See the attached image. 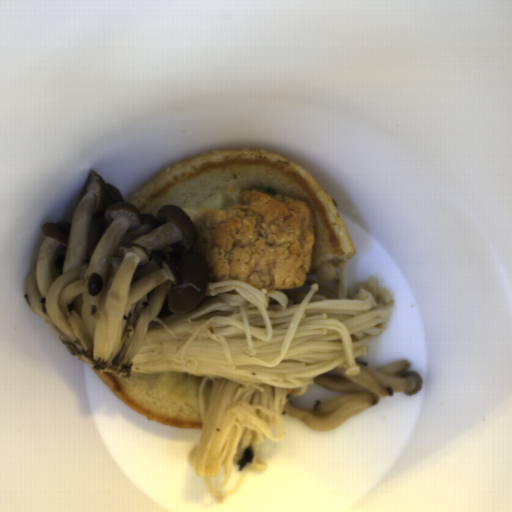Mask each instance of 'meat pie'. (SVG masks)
<instances>
[{
	"label": "meat pie",
	"instance_id": "1",
	"mask_svg": "<svg viewBox=\"0 0 512 512\" xmlns=\"http://www.w3.org/2000/svg\"><path fill=\"white\" fill-rule=\"evenodd\" d=\"M187 215L198 233L192 250L209 267L208 283L232 280L278 292L306 280L315 236L305 201L252 190L230 207Z\"/></svg>",
	"mask_w": 512,
	"mask_h": 512
}]
</instances>
